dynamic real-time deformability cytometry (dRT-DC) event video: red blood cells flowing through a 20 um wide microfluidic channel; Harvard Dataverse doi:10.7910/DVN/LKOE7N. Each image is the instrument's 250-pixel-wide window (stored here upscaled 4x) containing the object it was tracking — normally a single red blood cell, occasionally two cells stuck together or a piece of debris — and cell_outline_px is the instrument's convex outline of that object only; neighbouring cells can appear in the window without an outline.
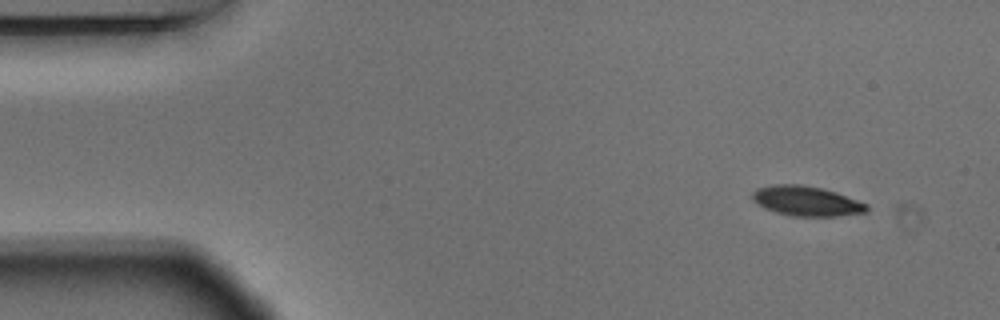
{"species": "Egyptian fruit bat (a non-hibernating species)", "species_latin": "Rousettus aegyptiacus", "temperature_condition": "warm", "stored_images_in_passage": 51, "camera_frame_rate_fps": 3000, "um_per_image_px": 0.085, "animal": {"sex": "male"}, "frame": {"image": 1, "passage_image": 1, "time_ms": 0.0, "image_size_px": [1000, 320], "cell_outline_px": [[868, 208], [864, 212], [836, 216], [792, 216], [776, 212], [764, 208], [752, 200], [752, 192], [756, 188], [772, 184], [800, 184], [820, 188], [836, 192], [868, 204]], "centroid_in_image_um": [68.5, 17.08], "position_along_channel_um": 16.5, "area_um2": 19.83}}
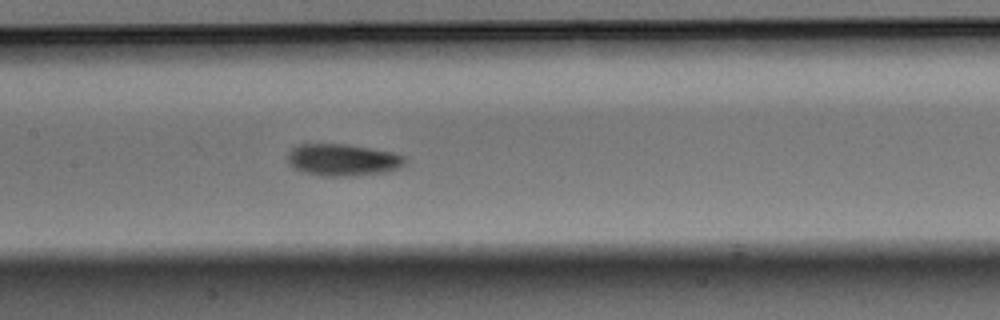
{"frame": {"image": 2, "passage_image": 22, "time_ms": 7.0, "image_size_px": [1000, 320], "cell_outline_px": [[408, 160], [400, 168], [388, 172], [356, 176], [320, 176], [304, 172], [288, 164], [288, 152], [292, 148], [300, 144], [344, 144], [396, 152], [408, 156]], "centroid_in_image_um": [29.21, 13.6], "position_along_channel_um": 178.2, "area_um2": 22.25}}
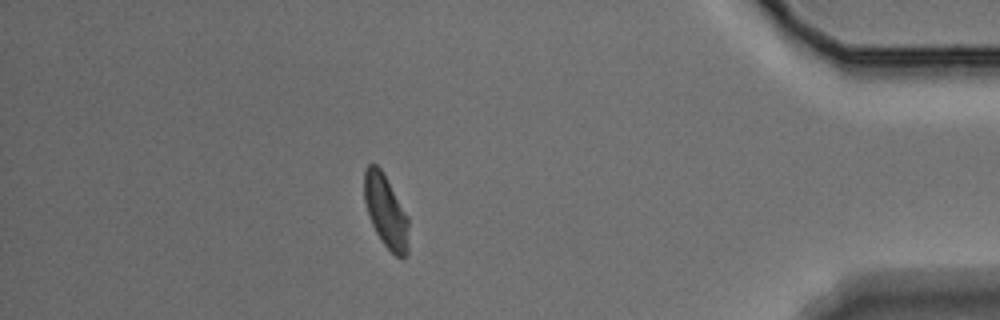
{"frame": {"image": 3, "passage_image": 44, "time_ms": 14.333, "image_size_px": [1000, 320], "cell_outline_px": [[408, 256], [404, 260], [396, 256], [380, 240], [372, 224], [364, 200], [364, 172], [368, 164], [376, 164], [380, 168], [408, 216]], "centroid_in_image_um": [32.81, 18.0], "position_along_channel_um": 402.4, "area_um2": 18.73}, "authors_computed_cell_mechanics": {"area_um2": 20.7502, "velocity_mm_per_s": 3.6602, "shape_relaxation_time_tau1_ms": 2.7664, "shape_relaxation_time_tau2_ms": 10.5526, "deformation_change_tau1": 0.1071, "deformation_change_tau2": 0.1642}}